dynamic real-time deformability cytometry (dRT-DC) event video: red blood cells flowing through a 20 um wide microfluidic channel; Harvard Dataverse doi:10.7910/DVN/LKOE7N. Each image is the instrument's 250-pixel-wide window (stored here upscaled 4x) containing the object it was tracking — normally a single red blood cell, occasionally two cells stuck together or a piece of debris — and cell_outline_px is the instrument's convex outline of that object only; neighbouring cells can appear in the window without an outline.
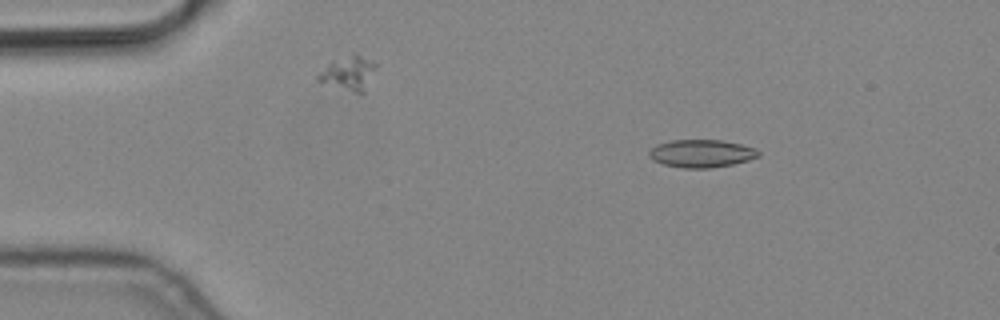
{"species": "common noctule bat (a hibernating species)", "species_latin": "Nyctalus noctula", "temperature_condition": "cold", "stored_images_in_passage": 4, "camera_frame_rate_fps": 3000, "um_per_image_px": 0.085, "animal": {"sex": "male", "body_mass_g": 19.2, "forearm_length_mm": 51.8}, "frame": {"image": 1, "passage_image": 1, "time_ms": 0.0, "image_size_px": [1000, 320], "cell_outline_px": [[760, 156], [748, 160], [732, 164], [708, 168], [680, 168], [664, 164], [652, 160], [648, 156], [648, 152], [656, 144], [672, 140], [724, 140], [756, 148], [760, 152]], "centroid_in_image_um": [59.61, 13.04], "position_along_channel_um": 25.4, "area_um2": 17.8}}